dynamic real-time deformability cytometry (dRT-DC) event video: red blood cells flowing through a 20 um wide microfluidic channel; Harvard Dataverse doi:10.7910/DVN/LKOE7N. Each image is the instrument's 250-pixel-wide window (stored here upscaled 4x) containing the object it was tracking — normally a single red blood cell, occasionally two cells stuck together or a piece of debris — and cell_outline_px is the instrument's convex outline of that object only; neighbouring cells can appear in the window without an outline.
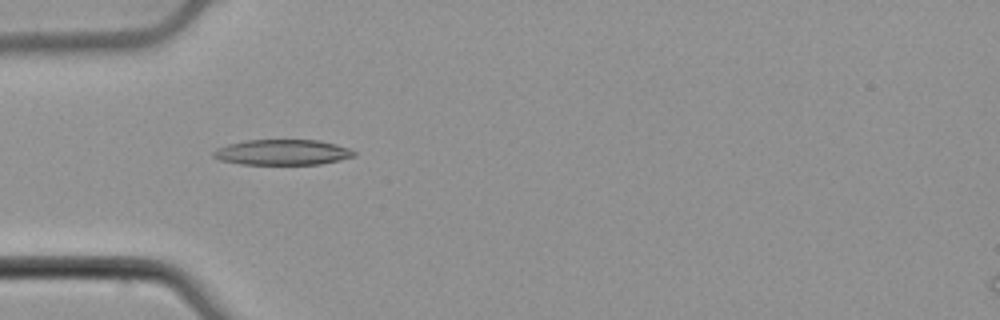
{"species": "common noctule bat (a hibernating species)", "species_latin": "Nyctalus noctula", "temperature_condition": "cold", "stored_images_in_passage": 46, "camera_frame_rate_fps": 3000, "um_per_image_px": 0.085, "animal": {"sex": "male", "body_mass_g": 21.5, "forearm_length_mm": 52.0}, "frame": {"image": 1, "passage_image": 10, "time_ms": 3.0, "image_size_px": [1000, 320], "cell_outline_px": [[356, 156], [340, 160], [320, 164], [240, 164], [220, 160], [212, 156], [212, 152], [216, 148], [228, 144], [244, 140], [320, 140], [336, 144], [348, 148], [356, 152]], "centroid_in_image_um": [24.0, 12.94], "position_along_channel_um": 61.0, "area_um2": 20.98}}
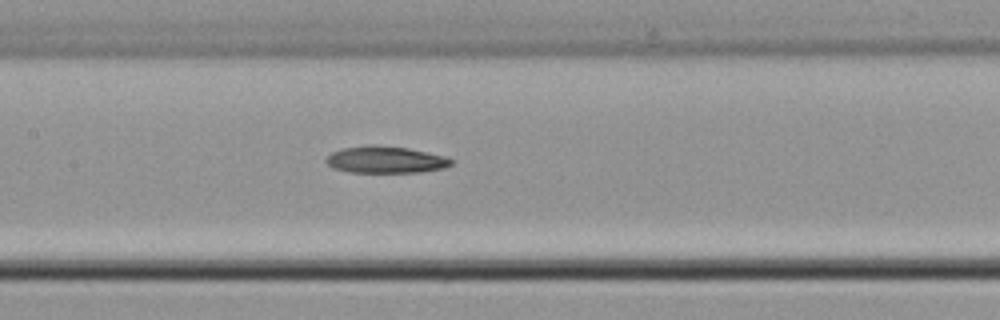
{"frame": {"image": 2, "passage_image": 19, "time_ms": 6.0, "image_size_px": [1000, 320], "cell_outline_px": [[456, 160], [452, 164], [444, 168], [420, 172], [348, 172], [332, 168], [324, 160], [332, 152], [340, 148], [372, 144], [408, 148], [444, 156]], "centroid_in_image_um": [32.76, 13.57], "position_along_channel_um": 174.6, "area_um2": 19.71}}
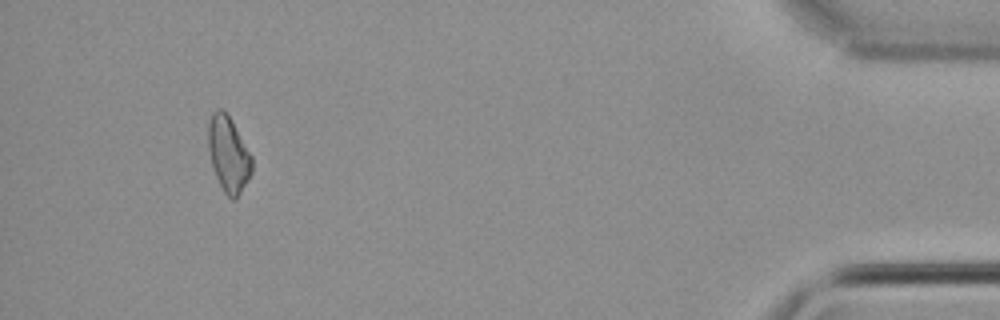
{"frame": {"image": 3, "passage_image": 43, "time_ms": 14.0, "image_size_px": [1000, 320], "cell_outline_px": [[252, 172], [236, 200], [232, 200], [224, 192], [216, 176], [212, 164], [208, 148], [208, 124], [212, 112], [220, 108], [228, 116], [252, 156]], "centroid_in_image_um": [19.41, 13.13], "position_along_channel_um": 415.8, "area_um2": 18.84}}